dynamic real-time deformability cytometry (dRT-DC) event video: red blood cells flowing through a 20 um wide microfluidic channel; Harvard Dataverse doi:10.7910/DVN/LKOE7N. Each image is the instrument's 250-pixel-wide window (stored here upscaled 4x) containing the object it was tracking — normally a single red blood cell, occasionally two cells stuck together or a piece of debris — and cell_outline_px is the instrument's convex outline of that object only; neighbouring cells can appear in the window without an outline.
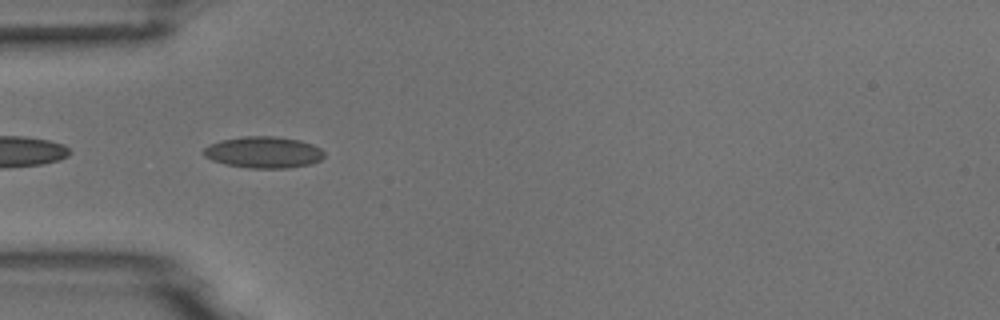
{"species": "common noctule bat (a hibernating species)", "species_latin": "Nyctalus noctula", "temperature_condition": "room temperature", "stored_images_in_passage": 6, "camera_frame_rate_fps": 3000, "um_per_image_px": 0.085, "animal": {"sex": "male", "body_mass_g": 18.8}, "frame": {"image": 1, "passage_image": 4, "time_ms": 3.333, "image_size_px": [1000, 320], "cell_outline_px": [[324, 156], [320, 160], [312, 164], [288, 168], [248, 168], [224, 164], [212, 160], [204, 156], [200, 152], [208, 144], [220, 140], [244, 136], [276, 136], [300, 140], [312, 144], [320, 148], [324, 152]], "centroid_in_image_um": [22.37, 12.94], "position_along_channel_um": 62.6, "area_um2": 22.43}}